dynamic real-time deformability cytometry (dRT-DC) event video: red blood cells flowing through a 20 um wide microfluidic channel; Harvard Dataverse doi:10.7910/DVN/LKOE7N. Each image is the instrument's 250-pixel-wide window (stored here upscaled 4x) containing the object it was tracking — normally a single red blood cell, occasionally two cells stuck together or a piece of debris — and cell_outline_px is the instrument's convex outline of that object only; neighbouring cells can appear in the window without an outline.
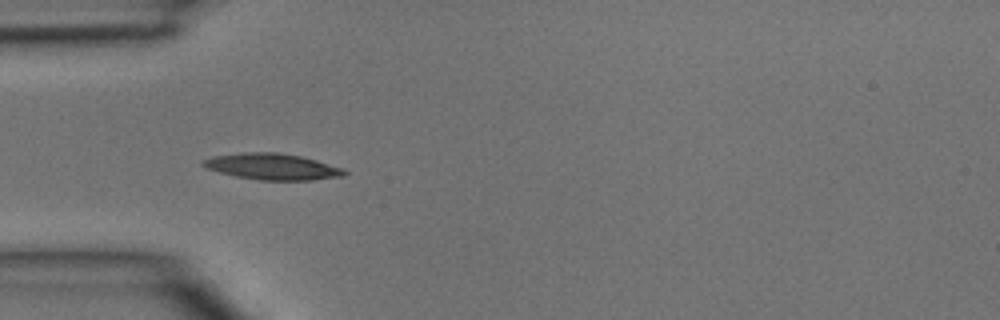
{"species": "common noctule bat (a hibernating species)", "species_latin": "Nyctalus noctula", "temperature_condition": "room temperature", "stored_images_in_passage": 3, "camera_frame_rate_fps": 3000, "um_per_image_px": 0.085, "animal": {"sex": "male", "body_mass_g": 15.6}, "frame": {"image": 1, "passage_image": 3, "time_ms": 0.667, "image_size_px": [1000, 320], "cell_outline_px": [[348, 172], [344, 176], [312, 180], [260, 180], [236, 176], [220, 172], [208, 168], [200, 164], [200, 160], [212, 156], [244, 152], [276, 152], [300, 156], [316, 160], [344, 168]], "centroid_in_image_um": [23.15, 14.16], "position_along_channel_um": 61.9, "area_um2": 21.62}}